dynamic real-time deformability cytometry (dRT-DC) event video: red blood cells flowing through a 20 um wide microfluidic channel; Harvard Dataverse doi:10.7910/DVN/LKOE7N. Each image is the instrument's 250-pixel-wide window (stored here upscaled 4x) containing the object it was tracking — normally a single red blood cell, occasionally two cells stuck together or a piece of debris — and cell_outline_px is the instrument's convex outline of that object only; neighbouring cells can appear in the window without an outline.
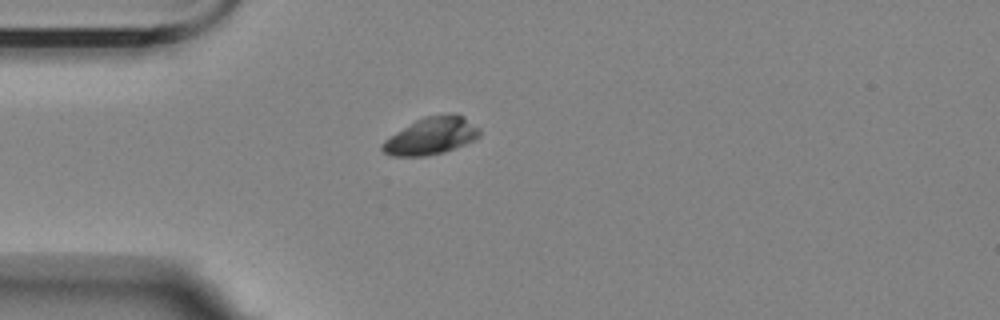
{"species": "Egyptian fruit bat (a non-hibernating species)", "species_latin": "Rousettus aegyptiacus", "temperature_condition": "room temperature", "stored_images_in_passage": 2, "camera_frame_rate_fps": 3000, "um_per_image_px": 0.085, "animal": {"sex": "female"}, "frame": {"image": 1, "passage_image": 1, "time_ms": 0.0, "image_size_px": [1000, 320], "cell_outline_px": [[480, 136], [464, 144], [444, 152], [424, 156], [392, 156], [384, 152], [380, 148], [384, 140], [396, 132], [416, 120], [424, 116], [448, 112], [464, 116], [480, 128]], "centroid_in_image_um": [36.66, 11.53], "position_along_channel_um": 48.3, "area_um2": 21.1}}